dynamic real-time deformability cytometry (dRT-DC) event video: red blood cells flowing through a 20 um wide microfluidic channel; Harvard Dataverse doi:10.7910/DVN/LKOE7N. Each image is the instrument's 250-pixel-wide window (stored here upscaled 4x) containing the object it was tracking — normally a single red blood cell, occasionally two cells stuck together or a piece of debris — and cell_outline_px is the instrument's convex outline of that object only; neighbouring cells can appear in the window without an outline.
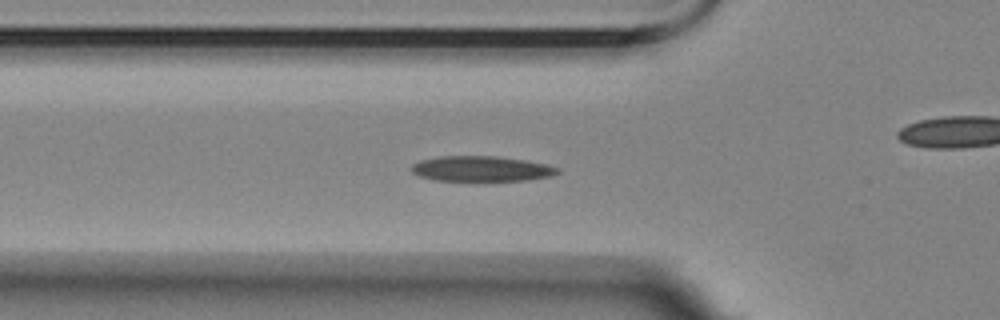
{"species": "Egyptian fruit bat (a non-hibernating species)", "species_latin": "Rousettus aegyptiacus", "temperature_condition": "room temperature", "stored_images_in_passage": 39, "camera_frame_rate_fps": 3000, "um_per_image_px": 0.085, "animal": {"sex": "female"}, "frame": {"image": 1, "passage_image": 2, "time_ms": 0.333, "image_size_px": [1000, 320], "cell_outline_px": [[560, 172], [552, 176], [528, 180], [432, 180], [420, 176], [412, 172], [408, 168], [412, 164], [420, 160], [440, 156], [496, 156], [524, 160], [548, 164], [560, 168]], "centroid_in_image_um": [40.91, 14.34], "position_along_channel_um": 84.9, "area_um2": 21.62}}
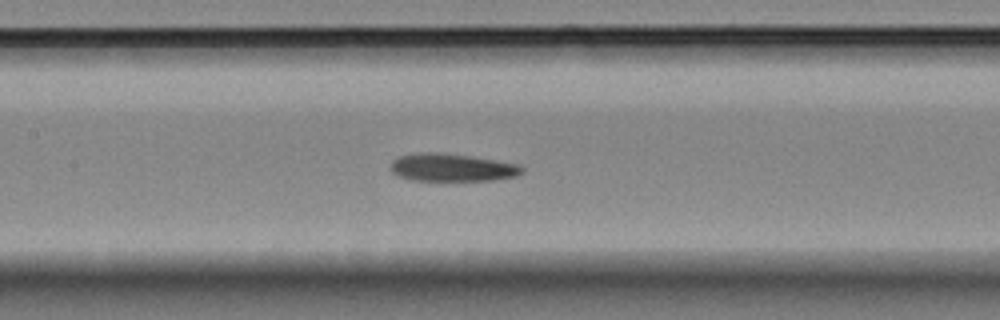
{"frame": {"image": 2, "passage_image": 9, "time_ms": 2.667, "image_size_px": [1000, 320], "cell_outline_px": [[524, 172], [516, 176], [492, 180], [412, 180], [400, 176], [392, 172], [392, 160], [400, 156], [424, 152], [436, 152], [468, 156], [520, 164], [524, 168]], "centroid_in_image_um": [38.46, 14.24], "position_along_channel_um": 168.9, "area_um2": 20.92}}
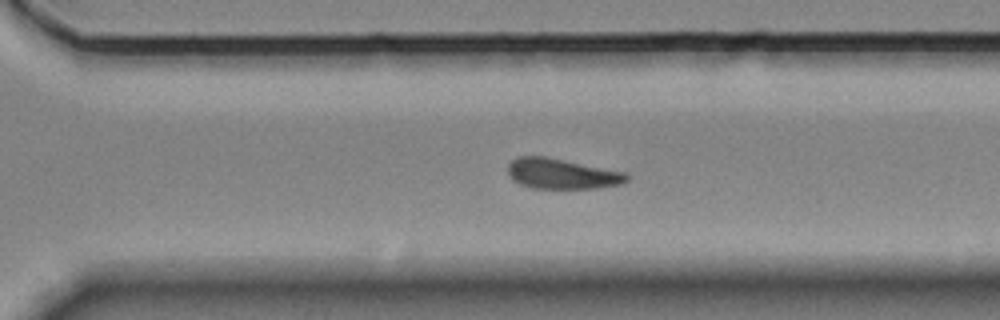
{"frame": {"image": 3, "passage_image": 22, "time_ms": 7.0, "image_size_px": [1000, 320], "cell_outline_px": [[628, 180], [624, 184], [596, 188], [532, 188], [520, 184], [512, 180], [508, 176], [508, 164], [512, 160], [520, 156], [544, 156], [628, 172]], "centroid_in_image_um": [47.78, 14.77], "position_along_channel_um": 322.8, "area_um2": 21.21}}